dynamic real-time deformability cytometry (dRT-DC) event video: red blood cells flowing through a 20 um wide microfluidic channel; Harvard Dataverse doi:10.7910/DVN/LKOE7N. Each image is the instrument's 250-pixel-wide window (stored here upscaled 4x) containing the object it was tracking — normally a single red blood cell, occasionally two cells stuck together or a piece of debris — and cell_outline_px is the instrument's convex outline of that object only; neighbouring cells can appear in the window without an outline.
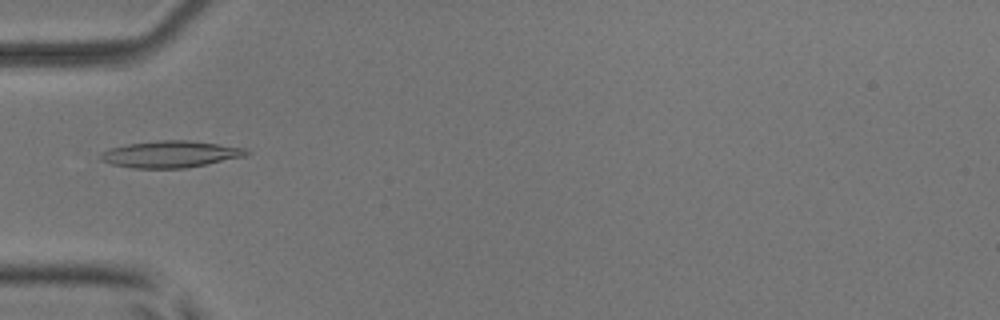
{"species": "common noctule bat (a hibernating species)", "species_latin": "Nyctalus noctula", "temperature_condition": "room temperature", "stored_images_in_passage": 4, "camera_frame_rate_fps": 3000, "um_per_image_px": 0.085, "animal": {"sex": "male", "body_mass_g": 17.9, "forearm_length_mm": 54.2}, "frame": {"image": 1, "passage_image": 3, "time_ms": 0.667, "image_size_px": [1000, 320], "cell_outline_px": [[252, 152], [244, 156], [184, 168], [132, 168], [112, 164], [100, 160], [100, 152], [112, 148], [128, 144], [160, 140], [188, 140], [248, 148]], "centroid_in_image_um": [14.49, 13.1], "position_along_channel_um": 70.5, "area_um2": 22.48}}
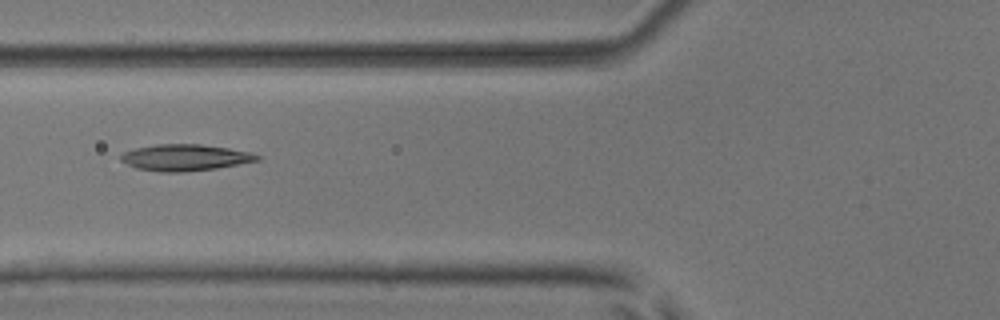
{"frame": {"image": 2, "passage_image": 4, "time_ms": 1.0, "image_size_px": [1000, 320], "cell_outline_px": [[260, 160], [216, 168], [184, 172], [160, 172], [136, 168], [120, 160], [120, 156], [124, 152], [136, 148], [156, 144], [200, 144], [228, 148], [248, 152], [260, 156]], "centroid_in_image_um": [15.7, 13.39], "position_along_channel_um": 110.1, "area_um2": 20.81}}